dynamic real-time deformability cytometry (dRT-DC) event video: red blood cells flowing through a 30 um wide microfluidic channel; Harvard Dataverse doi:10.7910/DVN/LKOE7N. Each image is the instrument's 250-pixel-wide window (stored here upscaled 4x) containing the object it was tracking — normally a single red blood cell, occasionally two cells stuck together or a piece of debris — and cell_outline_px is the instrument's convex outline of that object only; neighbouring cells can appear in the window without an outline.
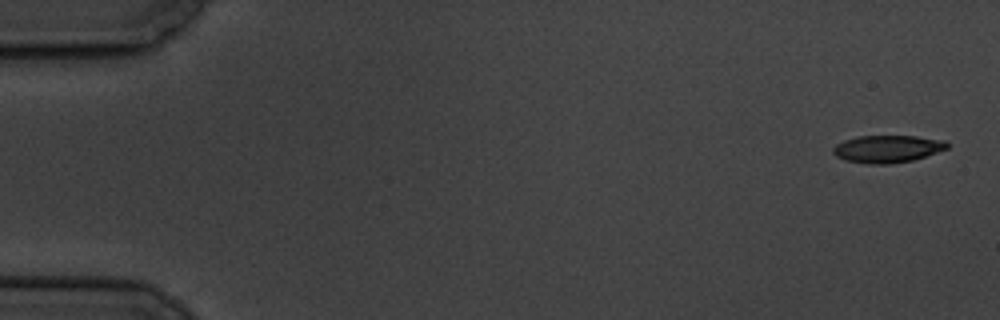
{"species": "common noctule bat (a hibernating species)", "species_latin": "Nyctalus noctula", "temperature_condition": "cold", "stored_images_in_passage": 10, "camera_frame_rate_fps": 3000, "um_per_image_px": 0.085, "animal": {"sex": "male", "body_mass_g": 19.5, "forearm_length_mm": 54.6}, "frame": {"image": 1, "passage_image": 1, "time_ms": 0.0, "image_size_px": [1000, 320], "cell_outline_px": [[948, 148], [912, 160], [888, 164], [868, 164], [844, 160], [836, 156], [832, 152], [832, 148], [836, 144], [844, 140], [860, 136], [916, 136], [944, 140], [948, 144]], "centroid_in_image_um": [75.39, 12.65], "position_along_channel_um": 9.6, "area_um2": 18.09}}
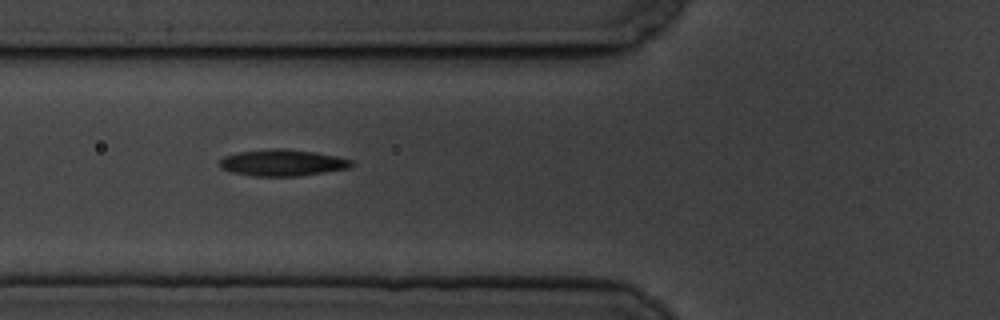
{"frame": {"image": 2, "passage_image": 6, "time_ms": 6.667, "image_size_px": [1000, 320], "cell_outline_px": [[356, 164], [352, 168], [300, 176], [256, 176], [232, 172], [220, 168], [220, 160], [224, 156], [240, 152], [272, 148], [280, 148], [316, 152], [336, 156], [352, 160]], "centroid_in_image_um": [24.07, 13.83], "position_along_channel_um": 101.7, "area_um2": 20.46}}
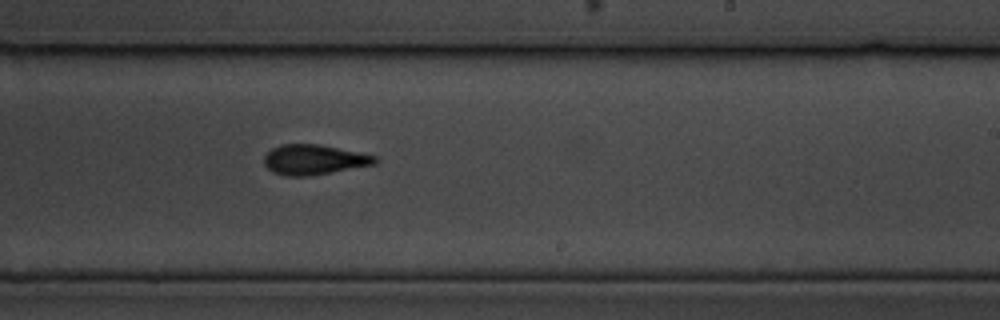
{"frame": {"image": 3, "passage_image": 10, "time_ms": 11.333, "image_size_px": [1000, 320], "cell_outline_px": [[380, 160], [376, 164], [308, 176], [284, 176], [272, 172], [264, 164], [264, 156], [272, 148], [280, 144], [320, 144], [360, 152], [376, 156]], "centroid_in_image_um": [26.69, 13.56], "position_along_channel_um": 262.3, "area_um2": 19.54}}